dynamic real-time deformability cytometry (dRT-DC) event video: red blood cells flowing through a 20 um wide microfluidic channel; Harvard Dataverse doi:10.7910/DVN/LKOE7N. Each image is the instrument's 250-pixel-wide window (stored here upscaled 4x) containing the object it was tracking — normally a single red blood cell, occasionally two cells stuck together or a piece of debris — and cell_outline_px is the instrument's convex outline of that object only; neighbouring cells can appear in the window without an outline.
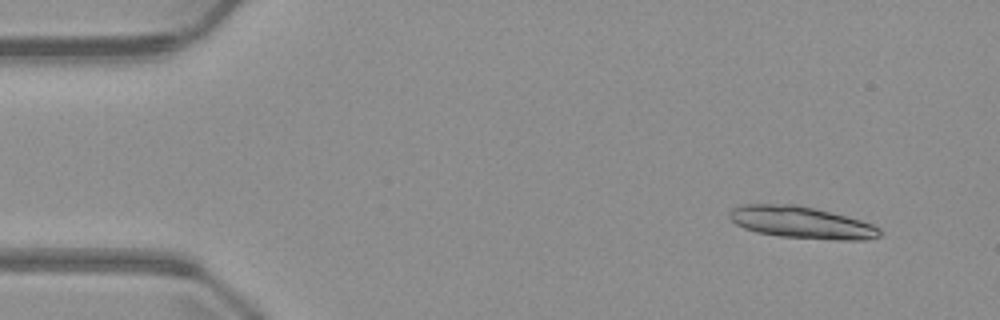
{"species": "common noctule bat (a hibernating species)", "species_latin": "Nyctalus noctula", "temperature_condition": "warm", "stored_images_in_passage": 4, "camera_frame_rate_fps": 3000, "um_per_image_px": 0.085, "animal": {"sex": "male", "body_mass_g": 23.1, "forearm_length_mm": 52.7}, "frame": {"image": 1, "passage_image": 2, "time_ms": 1.0, "image_size_px": [1000, 320], "cell_outline_px": [[884, 232], [880, 236], [864, 240], [836, 240], [780, 236], [756, 232], [744, 228], [736, 224], [728, 216], [728, 212], [732, 208], [744, 204], [800, 204], [816, 208], [860, 220], [872, 224], [880, 228]], "centroid_in_image_um": [68.13, 18.9], "position_along_channel_um": 16.9, "area_um2": 28.15}}